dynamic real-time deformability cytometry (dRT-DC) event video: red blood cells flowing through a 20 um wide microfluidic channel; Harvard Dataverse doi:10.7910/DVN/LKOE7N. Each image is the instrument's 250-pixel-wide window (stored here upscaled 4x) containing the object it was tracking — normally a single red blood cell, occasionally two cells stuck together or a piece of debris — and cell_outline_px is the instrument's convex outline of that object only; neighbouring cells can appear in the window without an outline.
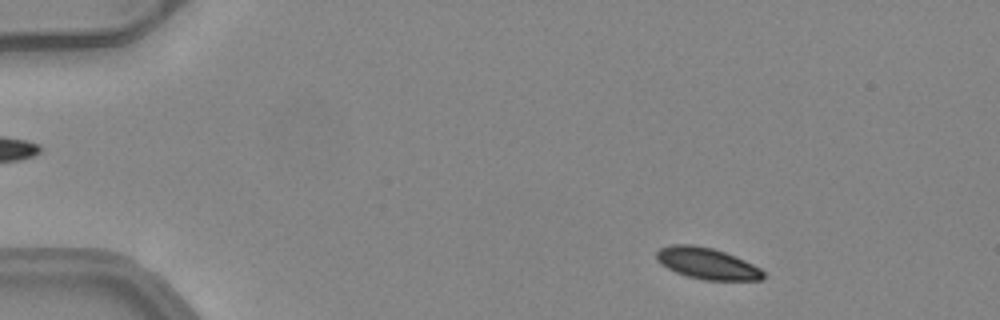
{"species": "common noctule bat (a hibernating species)", "species_latin": "Nyctalus noctula", "temperature_condition": "warm", "stored_images_in_passage": 17, "camera_frame_rate_fps": 3000, "um_per_image_px": 0.085, "animal": {"sex": "female", "body_mass_g": 24.6, "forearm_length_mm": 56.2}, "frame": {"image": 1, "passage_image": 4, "time_ms": 1.0, "image_size_px": [1000, 320], "cell_outline_px": [[764, 280], [704, 280], [688, 276], [676, 272], [660, 264], [656, 260], [656, 252], [660, 248], [672, 244], [692, 244], [712, 248], [736, 256], [760, 268], [764, 272]], "centroid_in_image_um": [60.09, 22.39], "position_along_channel_um": 24.9, "area_um2": 19.54}}
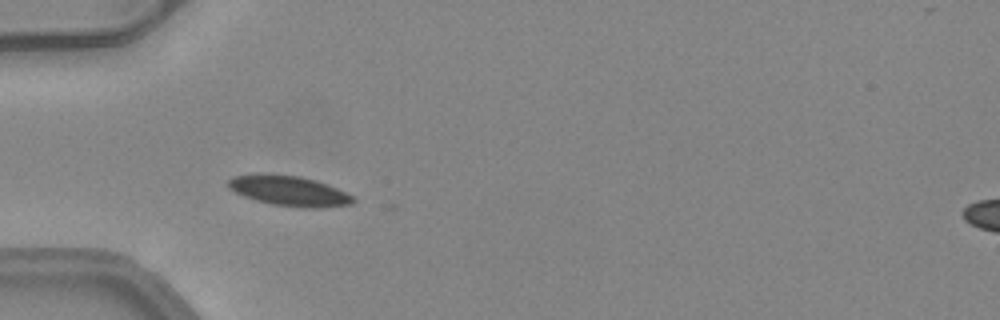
{"frame": {"image": 2, "passage_image": 13, "time_ms": 4.0, "image_size_px": [1000, 320], "cell_outline_px": [[356, 200], [352, 204], [320, 208], [304, 208], [272, 204], [256, 200], [244, 196], [228, 188], [228, 180], [232, 176], [256, 172], [264, 172], [300, 176], [316, 180], [328, 184], [352, 196]], "centroid_in_image_um": [24.53, 16.19], "position_along_channel_um": 60.5, "area_um2": 22.31}}